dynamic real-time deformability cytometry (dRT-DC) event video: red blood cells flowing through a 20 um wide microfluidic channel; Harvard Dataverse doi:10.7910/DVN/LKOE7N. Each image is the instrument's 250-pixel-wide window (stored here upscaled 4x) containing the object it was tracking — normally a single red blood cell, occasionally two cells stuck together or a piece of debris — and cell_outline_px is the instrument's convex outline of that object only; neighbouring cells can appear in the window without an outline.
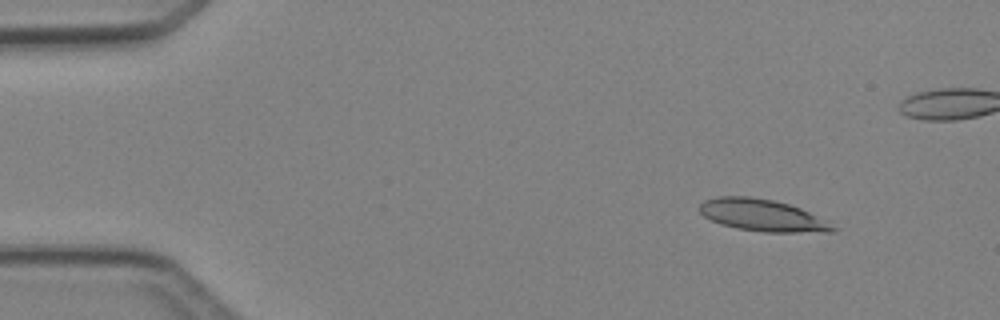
{"species": "Egyptian fruit bat (a non-hibernating species)", "species_latin": "Rousettus aegyptiacus", "temperature_condition": "cold", "stored_images_in_passage": 4, "camera_frame_rate_fps": 3000, "um_per_image_px": 0.085, "animal": {"sex": "female"}, "frame": {"image": 1, "passage_image": 1, "time_ms": 0.0, "image_size_px": [1000, 320], "cell_outline_px": [[836, 232], [764, 232], [736, 228], [712, 220], [704, 216], [696, 208], [704, 200], [720, 196], [748, 196], [772, 200], [788, 204], [800, 208], [828, 220], [836, 228]], "centroid_in_image_um": [64.82, 18.3], "position_along_channel_um": 20.2, "area_um2": 24.8}}